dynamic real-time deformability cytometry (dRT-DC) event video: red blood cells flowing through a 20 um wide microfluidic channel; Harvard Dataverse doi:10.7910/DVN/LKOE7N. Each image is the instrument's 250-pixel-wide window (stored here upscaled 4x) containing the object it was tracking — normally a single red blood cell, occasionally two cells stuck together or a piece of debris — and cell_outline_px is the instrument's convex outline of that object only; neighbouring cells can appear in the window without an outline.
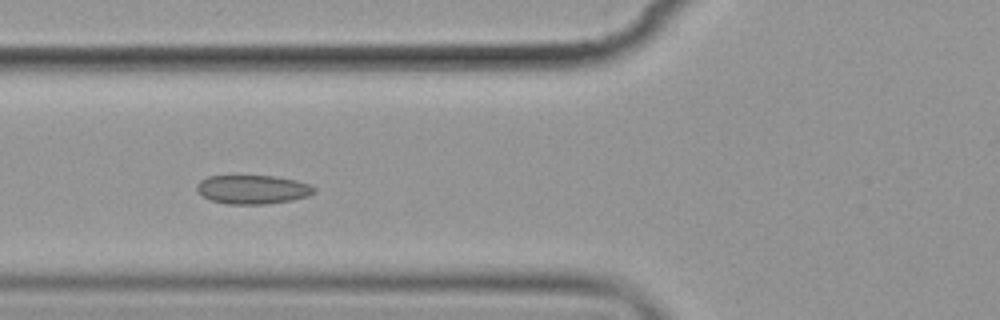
{"species": "common noctule bat (a hibernating species)", "species_latin": "Nyctalus noctula", "temperature_condition": "cold", "stored_images_in_passage": 6, "camera_frame_rate_fps": 3000, "um_per_image_px": 0.085, "animal": {"sex": "female", "body_mass_g": 19.9}, "frame": {"image": 1, "passage_image": 6, "time_ms": 6.0, "image_size_px": [1000, 320], "cell_outline_px": [[316, 192], [308, 196], [292, 200], [264, 204], [228, 204], [212, 200], [196, 192], [196, 184], [200, 180], [208, 176], [276, 176], [296, 180], [312, 184], [316, 188]], "centroid_in_image_um": [21.5, 16.1], "position_along_channel_um": 104.3, "area_um2": 19.88}}